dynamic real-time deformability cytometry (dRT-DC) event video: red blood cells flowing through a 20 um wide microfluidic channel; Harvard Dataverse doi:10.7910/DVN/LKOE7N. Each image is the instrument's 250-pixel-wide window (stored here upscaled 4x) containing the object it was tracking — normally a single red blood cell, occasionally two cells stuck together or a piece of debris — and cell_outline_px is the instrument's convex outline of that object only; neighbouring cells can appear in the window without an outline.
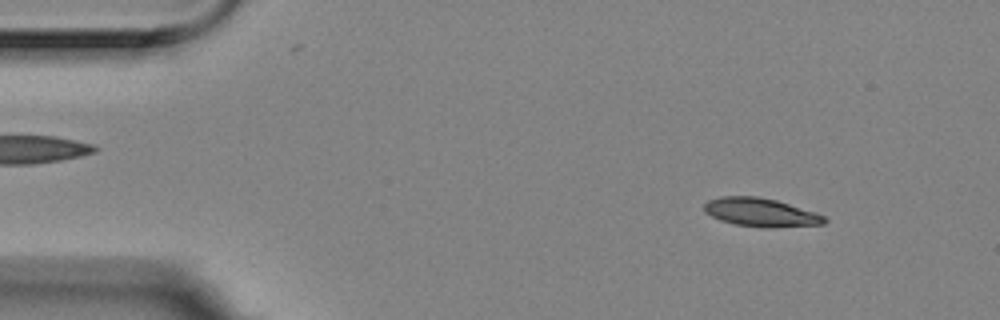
{"species": "Egyptian fruit bat (a non-hibernating species)", "species_latin": "Rousettus aegyptiacus", "temperature_condition": "room temperature", "stored_images_in_passage": 5, "camera_frame_rate_fps": 3000, "um_per_image_px": 0.085, "animal": {"sex": "female"}, "frame": {"image": 1, "passage_image": 2, "time_ms": 0.333, "image_size_px": [1000, 320], "cell_outline_px": [[828, 220], [824, 224], [772, 228], [768, 228], [736, 224], [720, 220], [704, 212], [704, 204], [708, 200], [720, 196], [756, 196], [776, 200], [824, 216]], "centroid_in_image_um": [64.63, 18.05], "position_along_channel_um": 20.4, "area_um2": 19.77}}